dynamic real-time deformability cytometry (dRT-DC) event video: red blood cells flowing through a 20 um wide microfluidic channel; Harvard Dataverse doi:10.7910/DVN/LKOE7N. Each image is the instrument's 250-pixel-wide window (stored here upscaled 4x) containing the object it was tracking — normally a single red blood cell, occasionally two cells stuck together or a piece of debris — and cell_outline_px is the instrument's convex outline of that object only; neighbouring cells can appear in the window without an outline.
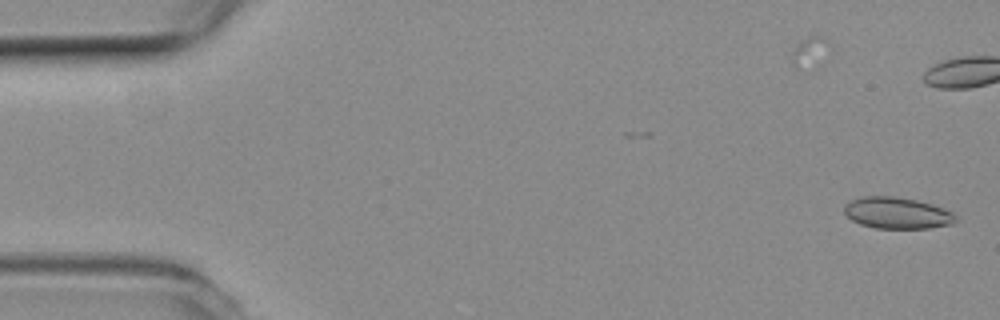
{"species": "common noctule bat (a hibernating species)", "species_latin": "Nyctalus noctula", "temperature_condition": "room temperature", "stored_images_in_passage": 3, "camera_frame_rate_fps": 3000, "um_per_image_px": 0.085, "animal": {"sex": "female", "body_mass_g": 19.3, "forearm_length_mm": 54.1}, "frame": {"image": 1, "passage_image": 1, "time_ms": 0.0, "image_size_px": [1000, 320], "cell_outline_px": [[956, 220], [952, 224], [928, 228], [876, 228], [860, 224], [852, 220], [844, 212], [844, 204], [860, 196], [892, 196], [916, 200], [932, 204], [952, 212], [956, 216]], "centroid_in_image_um": [76.23, 18.1], "position_along_channel_um": 8.8, "area_um2": 20.35}}